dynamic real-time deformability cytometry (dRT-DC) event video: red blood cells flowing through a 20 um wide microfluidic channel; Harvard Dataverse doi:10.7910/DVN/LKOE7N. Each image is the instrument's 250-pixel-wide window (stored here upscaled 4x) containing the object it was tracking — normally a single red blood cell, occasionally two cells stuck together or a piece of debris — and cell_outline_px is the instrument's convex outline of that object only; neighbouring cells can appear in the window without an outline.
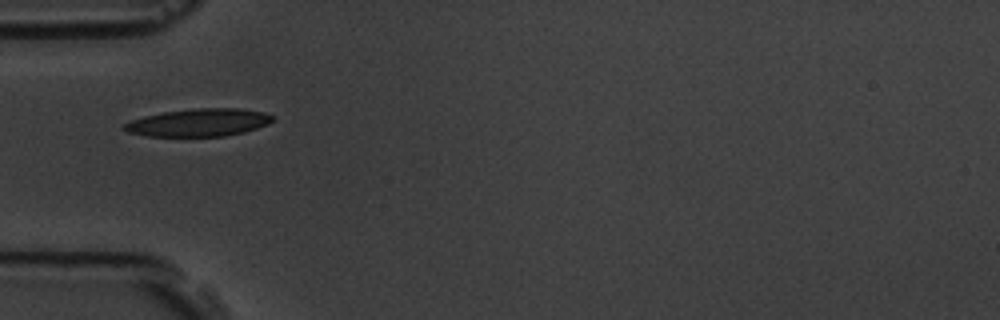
{"species": "common noctule bat (a hibernating species)", "species_latin": "Nyctalus noctula", "temperature_condition": "room temperature", "stored_images_in_passage": 10, "camera_frame_rate_fps": 3000, "um_per_image_px": 0.085, "animal": {"sex": "male", "body_mass_g": 19.5, "forearm_length_mm": 54.6}, "frame": {"image": 1, "passage_image": 6, "time_ms": 5.667, "image_size_px": [1000, 320], "cell_outline_px": [[276, 116], [268, 124], [244, 132], [224, 136], [148, 136], [128, 132], [120, 128], [128, 120], [144, 116], [164, 112], [196, 108], [240, 108], [264, 112]], "centroid_in_image_um": [16.88, 10.41], "position_along_channel_um": 68.1, "area_um2": 24.04}}
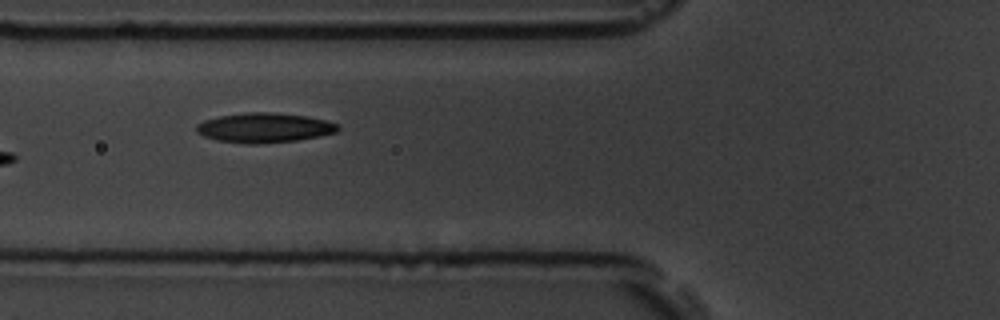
{"frame": {"image": 2, "passage_image": 7, "time_ms": 6.667, "image_size_px": [1000, 320], "cell_outline_px": [[340, 128], [336, 132], [320, 136], [296, 140], [260, 144], [248, 144], [216, 140], [204, 136], [196, 132], [196, 124], [204, 120], [220, 116], [244, 112], [276, 112], [308, 116], [340, 124]], "centroid_in_image_um": [22.47, 10.85], "position_along_channel_um": 103.3, "area_um2": 24.68}}
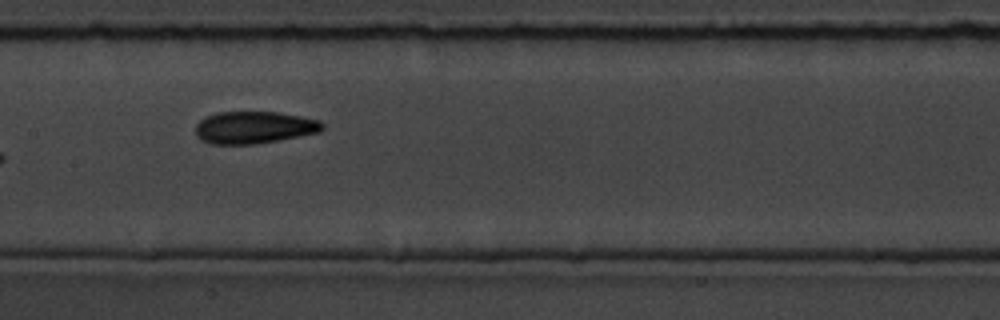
{"frame": {"image": 3, "passage_image": 9, "time_ms": 9.0, "image_size_px": [1000, 320], "cell_outline_px": [[324, 128], [320, 132], [256, 144], [212, 144], [200, 140], [196, 136], [196, 124], [204, 116], [216, 112], [276, 112], [300, 116], [320, 120], [324, 124]], "centroid_in_image_um": [21.57, 10.83], "position_along_channel_um": 185.8, "area_um2": 23.93}}